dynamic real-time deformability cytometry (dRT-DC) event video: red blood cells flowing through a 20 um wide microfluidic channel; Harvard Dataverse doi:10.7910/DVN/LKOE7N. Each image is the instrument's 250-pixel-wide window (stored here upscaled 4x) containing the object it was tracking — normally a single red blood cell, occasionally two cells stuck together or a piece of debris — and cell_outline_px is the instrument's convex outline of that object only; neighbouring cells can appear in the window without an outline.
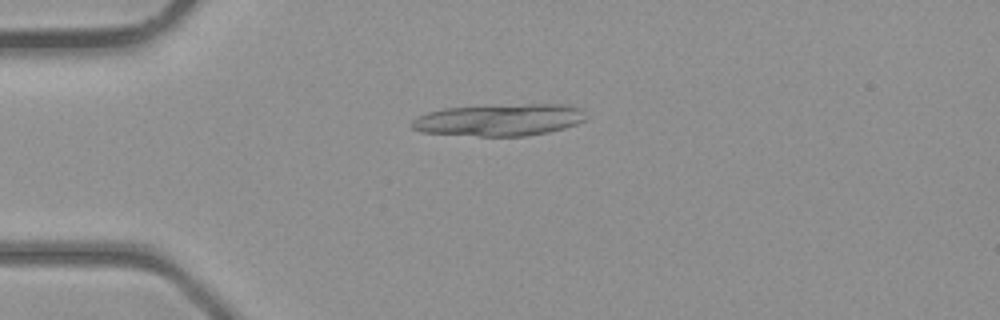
{"species": "common noctule bat (a hibernating species)", "species_latin": "Nyctalus noctula", "temperature_condition": "room temperature", "stored_images_in_passage": 2, "camera_frame_rate_fps": 3000, "um_per_image_px": 0.085, "animal": {"sex": "male", "body_mass_g": 23.1, "forearm_length_mm": 52.7}, "frame": {"image": 1, "passage_image": 1, "time_ms": 0.0, "image_size_px": [1000, 320], "cell_outline_px": [[584, 120], [576, 124], [564, 128], [548, 132], [524, 136], [480, 136], [424, 132], [412, 128], [408, 124], [412, 120], [428, 112], [444, 108], [528, 104], [568, 104], [584, 108]], "centroid_in_image_um": [42.48, 10.19], "position_along_channel_um": 42.5, "area_um2": 32.31}}